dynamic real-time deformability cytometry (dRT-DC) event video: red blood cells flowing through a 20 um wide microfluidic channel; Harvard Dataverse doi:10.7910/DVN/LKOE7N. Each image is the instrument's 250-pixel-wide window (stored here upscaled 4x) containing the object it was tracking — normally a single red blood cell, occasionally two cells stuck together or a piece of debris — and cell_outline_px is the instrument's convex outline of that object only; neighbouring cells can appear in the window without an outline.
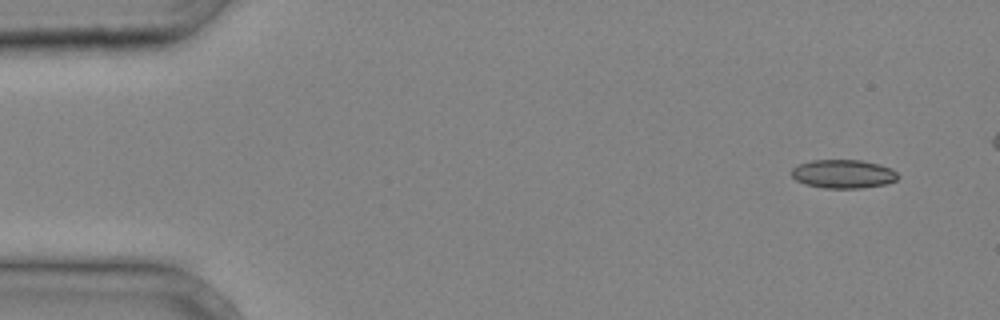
{"species": "common noctule bat (a hibernating species)", "species_latin": "Nyctalus noctula", "temperature_condition": "cold", "stored_images_in_passage": 5, "camera_frame_rate_fps": 3000, "um_per_image_px": 0.085, "animal": {"sex": "male", "body_mass_g": 20.4}, "frame": {"image": 1, "passage_image": 1, "time_ms": 0.0, "image_size_px": [1000, 320], "cell_outline_px": [[900, 176], [896, 180], [884, 184], [860, 188], [824, 188], [804, 184], [796, 180], [788, 172], [796, 164], [812, 160], [860, 160], [880, 164], [892, 168]], "centroid_in_image_um": [71.63, 14.77], "position_along_channel_um": 13.4, "area_um2": 17.98}}